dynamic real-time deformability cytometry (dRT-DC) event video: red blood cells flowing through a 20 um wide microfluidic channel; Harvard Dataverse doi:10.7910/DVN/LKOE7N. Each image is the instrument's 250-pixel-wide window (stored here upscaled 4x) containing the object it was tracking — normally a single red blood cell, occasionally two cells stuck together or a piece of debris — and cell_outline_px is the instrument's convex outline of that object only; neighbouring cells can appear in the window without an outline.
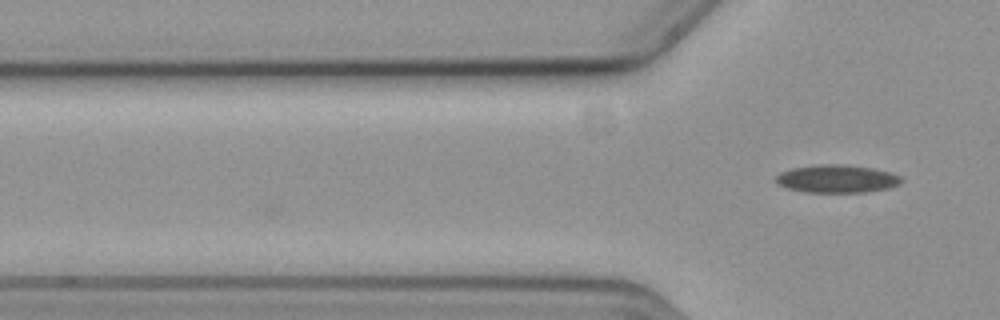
{"species": "common noctule bat (a hibernating species)", "species_latin": "Nyctalus noctula", "temperature_condition": "cold", "stored_images_in_passage": 5, "camera_frame_rate_fps": 3000, "um_per_image_px": 0.085, "animal": {"sex": "female", "body_mass_g": 19.3, "forearm_length_mm": 54.1}, "frame": {"image": 1, "passage_image": 5, "time_ms": 1.333, "image_size_px": [1000, 320], "cell_outline_px": [[904, 180], [900, 184], [888, 188], [864, 192], [804, 192], [788, 188], [780, 184], [776, 180], [776, 176], [780, 172], [792, 168], [820, 164], [840, 164], [872, 168], [888, 172], [900, 176]], "centroid_in_image_um": [71.15, 15.19], "position_along_channel_um": 54.7, "area_um2": 20.23}}